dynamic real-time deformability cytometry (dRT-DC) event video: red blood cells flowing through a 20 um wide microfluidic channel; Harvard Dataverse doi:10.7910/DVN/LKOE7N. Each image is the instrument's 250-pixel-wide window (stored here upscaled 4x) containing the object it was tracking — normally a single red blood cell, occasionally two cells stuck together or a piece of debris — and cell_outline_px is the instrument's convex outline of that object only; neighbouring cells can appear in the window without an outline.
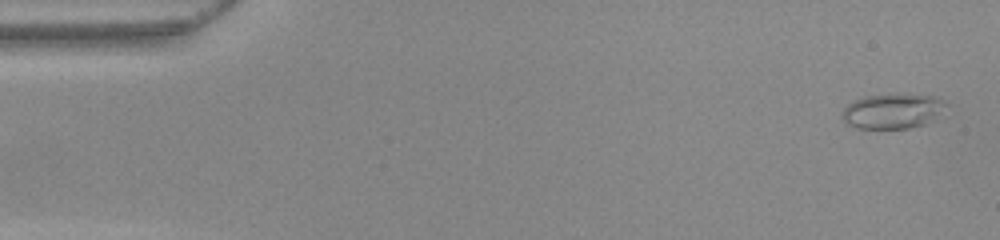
{"species": "common noctule bat (a hibernating species)", "species_latin": "Nyctalus noctula", "temperature_condition": "warm", "stored_images_in_passage": 52, "camera_frame_rate_fps": 3000, "um_per_image_px": 0.085, "animal": {"sex": "female", "body_mass_g": 22.0, "forearm_length_mm": 56.7}, "frame": {"image": 1, "passage_image": 2, "time_ms": 0.333, "image_size_px": [1000, 240], "cell_outline_px": [[948, 104], [936, 120], [924, 124], [908, 128], [856, 128], [848, 124], [840, 116], [844, 108], [852, 100], [864, 96], [896, 92], [908, 92], [940, 96]], "centroid_in_image_um": [75.94, 9.39], "position_along_channel_um": 9.1, "area_um2": 22.2}}
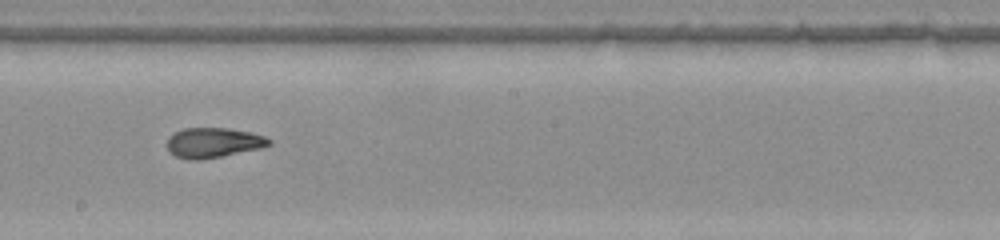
{"frame": {"image": 2, "passage_image": 29, "time_ms": 9.333, "image_size_px": [1000, 240], "cell_outline_px": [[272, 144], [260, 148], [200, 160], [188, 160], [176, 156], [168, 152], [168, 136], [184, 128], [228, 128], [248, 132], [264, 136], [272, 140]], "centroid_in_image_um": [18.11, 12.13], "position_along_channel_um": 230.1, "area_um2": 17.69}}
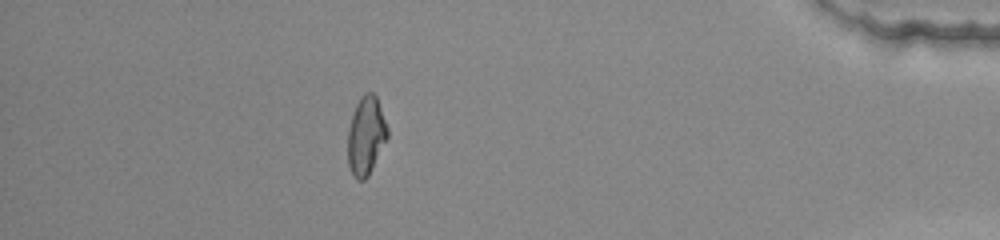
{"frame": {"image": 3, "passage_image": 46, "time_ms": 15.0, "image_size_px": [1000, 240], "cell_outline_px": [[388, 136], [368, 176], [364, 180], [356, 180], [352, 176], [348, 164], [348, 128], [352, 112], [360, 96], [364, 92], [372, 92], [376, 96], [388, 128]], "centroid_in_image_um": [31.09, 11.53], "position_along_channel_um": 404.1, "area_um2": 18.21}, "authors_computed_cell_mechanics": {"area_um2": 18.2937, "velocity_mm_per_s": 3.9416, "shape_relaxation_time_tau1_ms": null, "shape_relaxation_time_tau2_ms": 1.7757, "deformation_change_tau1": null, "deformation_change_tau2": 0.0844}}